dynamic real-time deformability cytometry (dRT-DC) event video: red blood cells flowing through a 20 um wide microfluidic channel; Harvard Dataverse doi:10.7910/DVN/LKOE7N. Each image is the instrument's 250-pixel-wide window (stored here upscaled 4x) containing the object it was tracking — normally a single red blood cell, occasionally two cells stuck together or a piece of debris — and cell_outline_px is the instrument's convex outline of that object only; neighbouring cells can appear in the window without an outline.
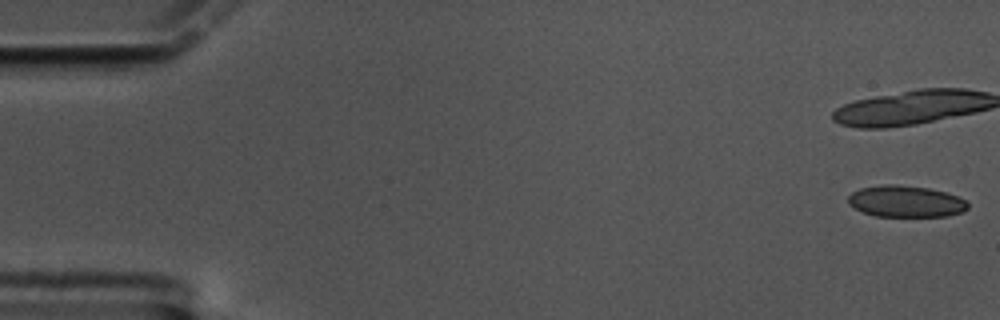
{"species": "common noctule bat (a hibernating species)", "species_latin": "Nyctalus noctula", "temperature_condition": "cold", "stored_images_in_passage": 21, "camera_frame_rate_fps": 3000, "um_per_image_px": 0.085, "animal": {"sex": "male", "body_mass_g": 17.5, "forearm_length_mm": 52.3}, "frame": {"image": 1, "passage_image": 1, "time_ms": 0.0, "image_size_px": [1000, 320], "cell_outline_px": [[968, 208], [964, 212], [948, 216], [876, 216], [864, 212], [848, 204], [848, 196], [852, 192], [860, 188], [884, 184], [896, 184], [928, 188], [960, 196], [968, 204]], "centroid_in_image_um": [77.01, 17.11], "position_along_channel_um": 8.0, "area_um2": 22.02}}